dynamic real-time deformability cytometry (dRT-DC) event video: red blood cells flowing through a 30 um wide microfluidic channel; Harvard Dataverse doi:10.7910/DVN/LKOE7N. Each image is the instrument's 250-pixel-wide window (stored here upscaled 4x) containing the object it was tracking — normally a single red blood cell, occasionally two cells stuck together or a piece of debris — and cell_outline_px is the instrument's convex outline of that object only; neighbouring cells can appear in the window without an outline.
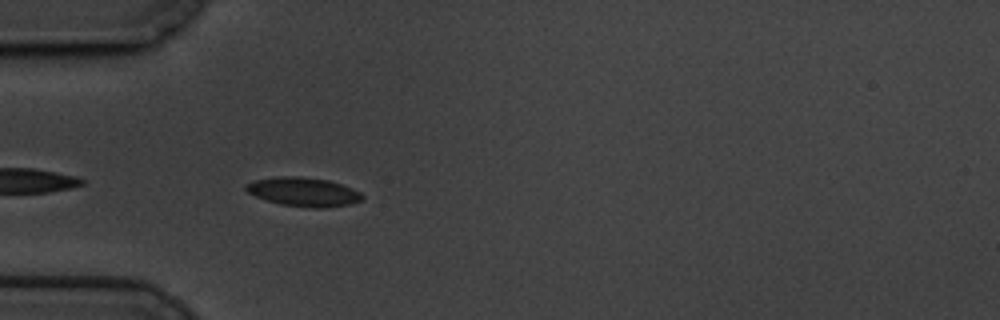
{"species": "common noctule bat (a hibernating species)", "species_latin": "Nyctalus noctula", "temperature_condition": "cold", "stored_images_in_passage": 25, "camera_frame_rate_fps": 3000, "um_per_image_px": 0.085, "animal": {"sex": "male", "body_mass_g": 19.5, "forearm_length_mm": 54.6}, "frame": {"image": 1, "passage_image": 3, "time_ms": 0.667, "image_size_px": [1000, 320], "cell_outline_px": [[364, 200], [352, 204], [320, 208], [316, 208], [280, 204], [256, 196], [248, 192], [244, 188], [244, 184], [252, 180], [276, 176], [300, 176], [328, 180], [352, 188], [360, 192], [364, 196]], "centroid_in_image_um": [25.79, 16.3], "position_along_channel_um": 59.2, "area_um2": 19.71}}
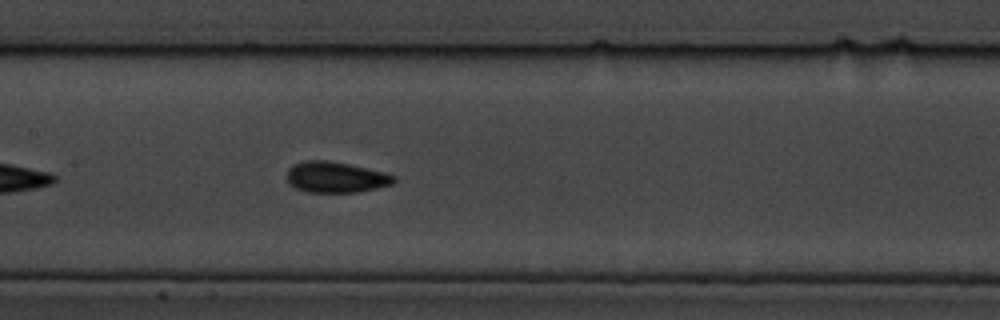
{"frame": {"image": 2, "passage_image": 14, "time_ms": 4.333, "image_size_px": [1000, 320], "cell_outline_px": [[396, 180], [392, 184], [360, 192], [308, 192], [296, 188], [288, 184], [288, 168], [292, 164], [304, 160], [328, 160], [388, 172], [396, 176]], "centroid_in_image_um": [28.56, 15.05], "position_along_channel_um": 178.8, "area_um2": 19.48}}
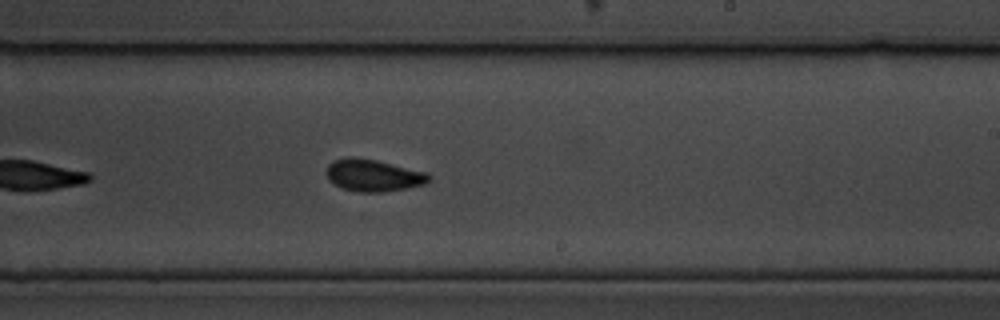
{"frame": {"image": 3, "passage_image": 21, "time_ms": 6.667, "image_size_px": [1000, 320], "cell_outline_px": [[432, 180], [428, 184], [408, 188], [380, 192], [360, 192], [340, 188], [328, 180], [324, 172], [328, 164], [332, 160], [348, 156], [352, 156], [376, 160], [428, 172], [432, 176]], "centroid_in_image_um": [31.73, 14.9], "position_along_channel_um": 257.3, "area_um2": 19.71}}